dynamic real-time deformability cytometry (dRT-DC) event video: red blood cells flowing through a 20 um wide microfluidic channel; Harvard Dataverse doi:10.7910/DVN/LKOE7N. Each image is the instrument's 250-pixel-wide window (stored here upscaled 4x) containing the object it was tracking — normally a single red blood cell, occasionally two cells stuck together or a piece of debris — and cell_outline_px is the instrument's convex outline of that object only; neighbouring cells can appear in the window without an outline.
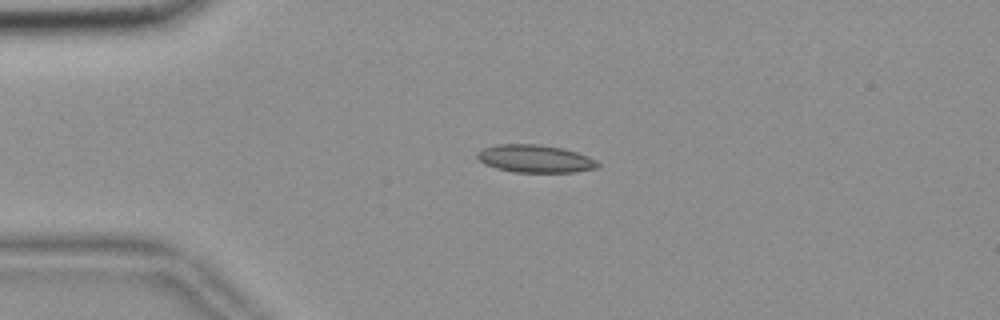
{"species": "common noctule bat (a hibernating species)", "species_latin": "Nyctalus noctula", "temperature_condition": "room temperature", "stored_images_in_passage": 54, "camera_frame_rate_fps": 3000, "um_per_image_px": 0.085, "animal": {"sex": "female", "body_mass_g": 18.4}, "frame": {"image": 1, "passage_image": 12, "time_ms": 3.667, "image_size_px": [1000, 320], "cell_outline_px": [[600, 164], [596, 168], [572, 172], [512, 172], [496, 168], [484, 164], [476, 156], [476, 152], [484, 148], [496, 144], [540, 144], [564, 148], [588, 156], [596, 160]], "centroid_in_image_um": [45.46, 13.48], "position_along_channel_um": 39.5, "area_um2": 19.54}}
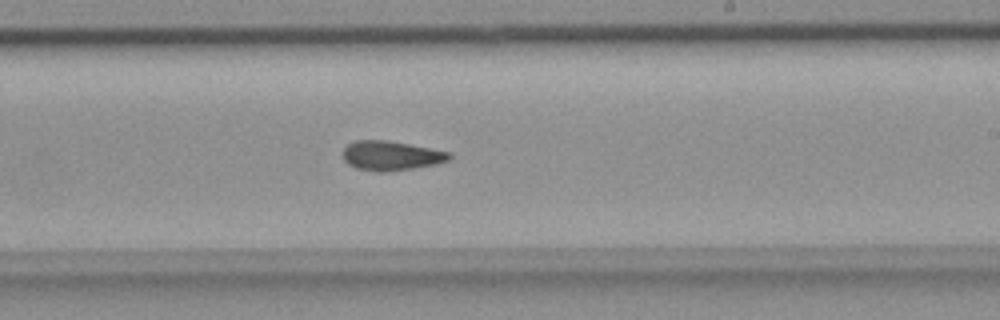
{"frame": {"image": 2, "passage_image": 32, "time_ms": 10.333, "image_size_px": [1000, 320], "cell_outline_px": [[452, 156], [448, 160], [436, 164], [388, 172], [376, 172], [356, 168], [348, 164], [344, 160], [340, 152], [348, 144], [356, 140], [388, 140], [452, 152]], "centroid_in_image_um": [33.21, 13.23], "position_along_channel_um": 255.8, "area_um2": 18.5}}
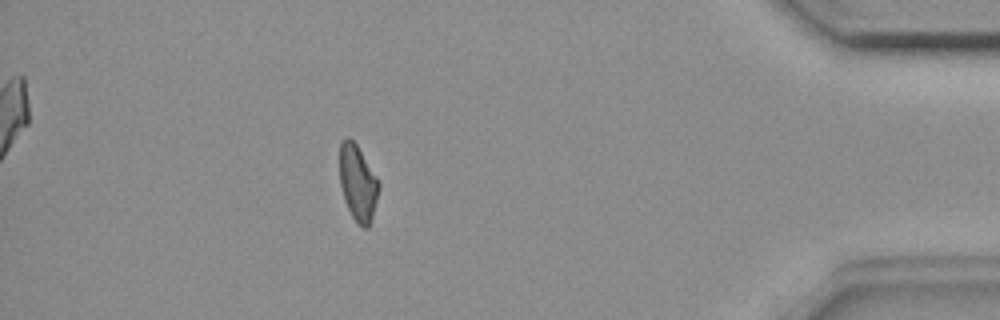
{"frame": {"image": 3, "passage_image": 48, "time_ms": 15.667, "image_size_px": [1000, 320], "cell_outline_px": [[380, 188], [372, 216], [368, 228], [364, 228], [352, 216], [344, 200], [340, 184], [340, 144], [344, 136], [348, 136], [356, 144], [376, 176], [380, 184]], "centroid_in_image_um": [30.4, 15.52], "position_along_channel_um": 404.8, "area_um2": 17.11}, "authors_computed_cell_mechanics": {"area_um2": 18.2648, "velocity_mm_per_s": 3.6725, "shape_relaxation_time_tau1_ms": 10.1784, "shape_relaxation_time_tau2_ms": 4.7799, "deformation_change_tau1": 0.1934, "deformation_change_tau2": 0.1268}}